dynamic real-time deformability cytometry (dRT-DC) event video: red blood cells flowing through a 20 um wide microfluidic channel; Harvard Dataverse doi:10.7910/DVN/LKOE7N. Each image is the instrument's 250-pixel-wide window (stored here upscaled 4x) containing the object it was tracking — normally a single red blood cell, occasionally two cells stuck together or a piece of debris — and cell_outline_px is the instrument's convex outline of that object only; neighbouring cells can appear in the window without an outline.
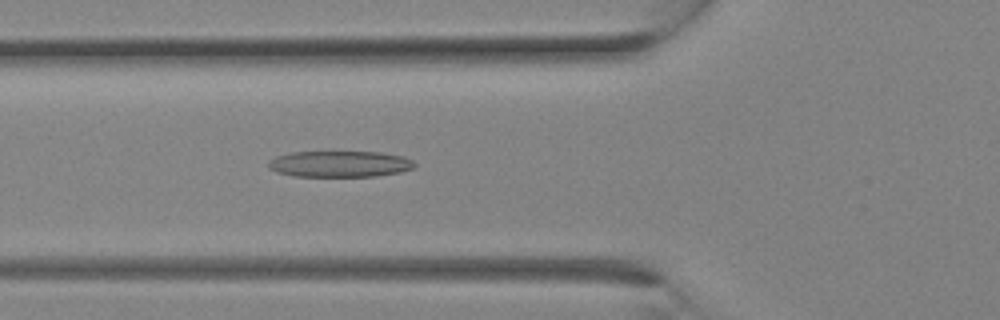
{"species": "Egyptian fruit bat (a non-hibernating species)", "species_latin": "Rousettus aegyptiacus", "temperature_condition": "room temperature", "stored_images_in_passage": 11, "camera_frame_rate_fps": 3000, "um_per_image_px": 0.085, "animal": {"sex": "female"}, "frame": {"image": 1, "passage_image": 11, "time_ms": 3.333, "image_size_px": [1000, 320], "cell_outline_px": [[416, 164], [412, 168], [400, 172], [376, 176], [292, 176], [276, 172], [268, 168], [268, 160], [276, 156], [292, 152], [380, 152], [404, 156], [412, 160]], "centroid_in_image_um": [28.85, 13.93], "position_along_channel_um": 96.9, "area_um2": 22.37}}